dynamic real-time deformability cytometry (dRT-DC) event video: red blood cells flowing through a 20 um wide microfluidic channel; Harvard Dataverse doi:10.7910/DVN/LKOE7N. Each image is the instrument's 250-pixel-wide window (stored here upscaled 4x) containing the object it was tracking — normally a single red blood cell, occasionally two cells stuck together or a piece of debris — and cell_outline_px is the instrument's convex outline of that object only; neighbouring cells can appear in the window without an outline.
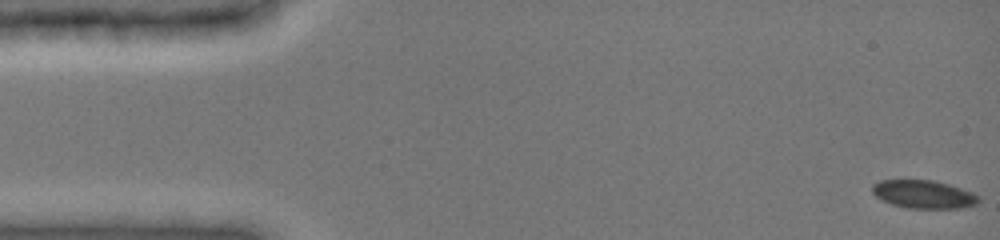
{"species": "common noctule bat (a hibernating species)", "species_latin": "Nyctalus noctula", "temperature_condition": "cold", "stored_images_in_passage": 49, "camera_frame_rate_fps": 3000, "um_per_image_px": 0.085, "animal": {"sex": "female", "body_mass_g": 19.0, "forearm_length_mm": 51.5}, "frame": {"image": 1, "passage_image": 1, "time_ms": 0.0, "image_size_px": [1000, 240], "cell_outline_px": [[980, 200], [976, 204], [960, 208], [908, 208], [892, 204], [876, 196], [872, 192], [872, 184], [880, 180], [928, 180], [948, 184], [960, 188], [976, 196]], "centroid_in_image_um": [78.45, 16.51], "position_along_channel_um": 6.5, "area_um2": 17.05}}
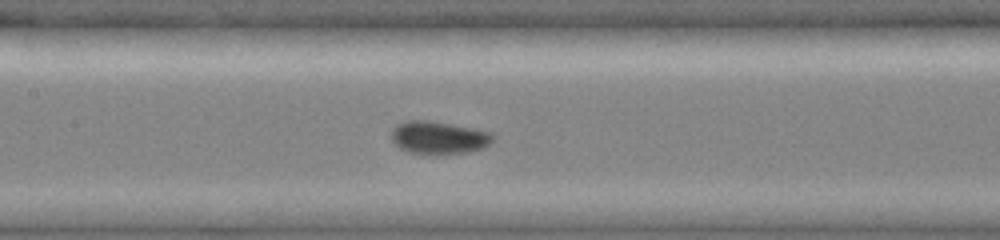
{"frame": {"image": 2, "passage_image": 23, "time_ms": 7.333, "image_size_px": [1000, 240], "cell_outline_px": [[496, 136], [484, 148], [468, 152], [428, 156], [408, 152], [400, 148], [392, 140], [392, 128], [396, 124], [408, 120], [428, 120], [472, 128], [492, 132]], "centroid_in_image_um": [37.28, 11.72], "position_along_channel_um": 170.1, "area_um2": 19.77}}
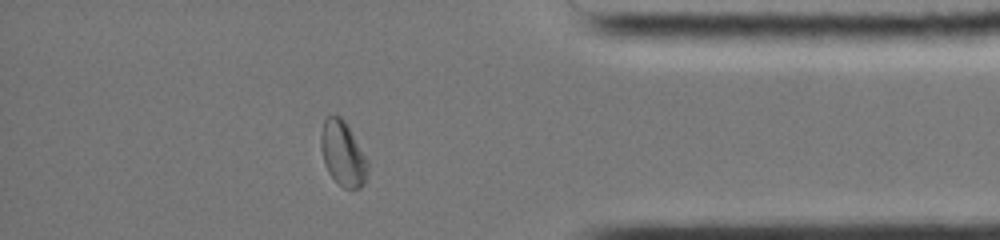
{"frame": {"image": 3, "passage_image": 42, "time_ms": 13.667, "image_size_px": [1000, 240], "cell_outline_px": [[368, 172], [364, 184], [360, 188], [344, 188], [328, 172], [324, 164], [320, 144], [320, 136], [324, 120], [328, 116], [340, 116], [344, 120], [368, 160]], "centroid_in_image_um": [29.14, 13.07], "position_along_channel_um": 406.1, "area_um2": 17.51}, "authors_computed_cell_mechanics": {"area_um2": 17.918, "velocity_mm_per_s": 3.9397, "shape_relaxation_time_tau1_ms": 2.9628, "shape_relaxation_time_tau2_ms": 1.0469, "deformation_change_tau1": 0.0885, "deformation_change_tau2": 0.0318}}